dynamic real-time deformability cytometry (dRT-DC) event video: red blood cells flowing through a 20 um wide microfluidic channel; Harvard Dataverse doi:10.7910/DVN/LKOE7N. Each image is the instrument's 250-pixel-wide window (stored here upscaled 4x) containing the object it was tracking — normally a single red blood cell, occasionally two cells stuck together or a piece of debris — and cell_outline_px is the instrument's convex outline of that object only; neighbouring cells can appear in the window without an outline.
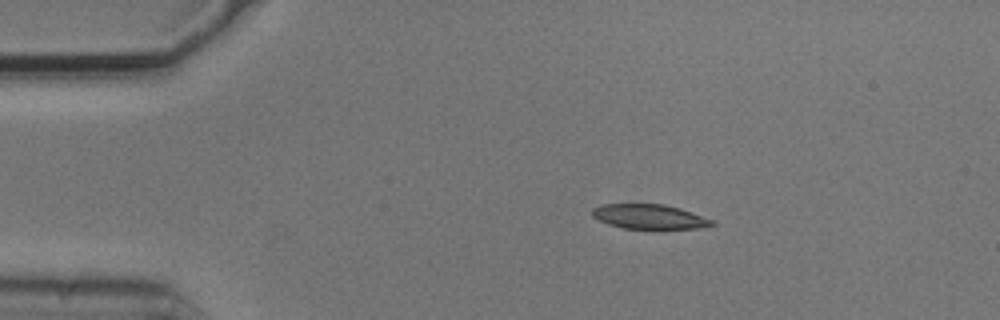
{"species": "common noctule bat (a hibernating species)", "species_latin": "Nyctalus noctula", "temperature_condition": "cold", "stored_images_in_passage": 7, "camera_frame_rate_fps": 3000, "um_per_image_px": 0.085, "animal": {"sex": "male", "body_mass_g": 20.5, "forearm_length_mm": 52.5}, "frame": {"image": 1, "passage_image": 1, "time_ms": 0.0, "image_size_px": [1000, 320], "cell_outline_px": [[716, 224], [708, 228], [624, 228], [608, 224], [592, 216], [592, 208], [600, 204], [664, 204], [680, 208], [712, 220]], "centroid_in_image_um": [55.19, 18.41], "position_along_channel_um": 29.8, "area_um2": 17.05}}
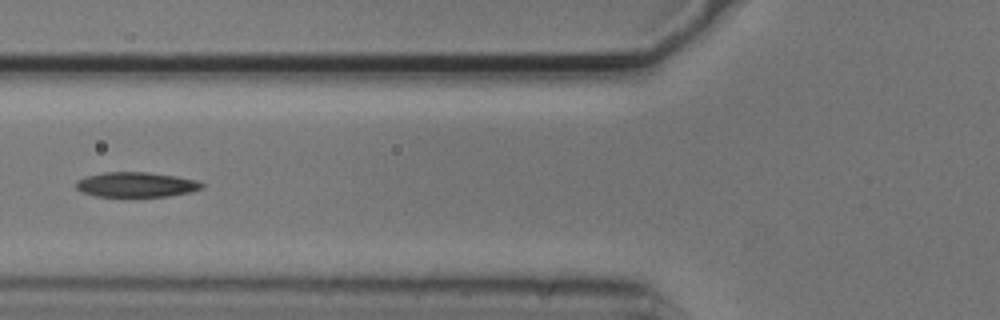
{"frame": {"image": 2, "passage_image": 4, "time_ms": 1.0, "image_size_px": [1000, 320], "cell_outline_px": [[204, 188], [192, 192], [168, 196], [132, 200], [96, 196], [80, 192], [76, 188], [76, 180], [88, 176], [104, 172], [148, 172], [176, 176], [196, 180], [204, 184]], "centroid_in_image_um": [11.57, 15.75], "position_along_channel_um": 114.2, "area_um2": 19.36}}
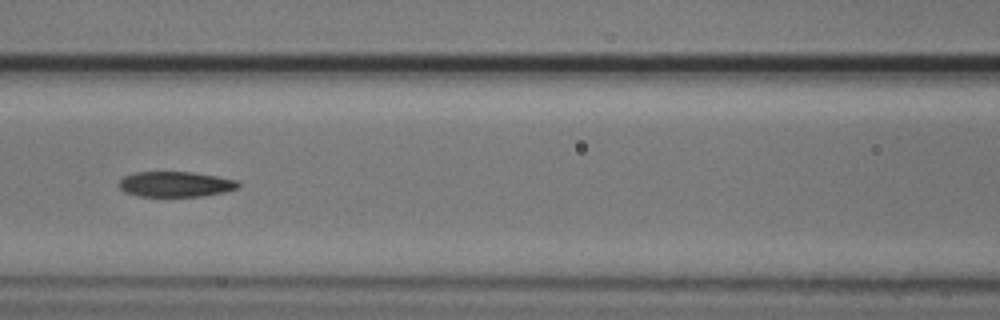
{"frame": {"image": 3, "passage_image": 5, "time_ms": 1.333, "image_size_px": [1000, 320], "cell_outline_px": [[240, 184], [236, 188], [224, 192], [200, 196], [140, 196], [124, 192], [120, 188], [120, 180], [124, 176], [136, 172], [192, 172], [216, 176], [236, 180]], "centroid_in_image_um": [14.9, 15.65], "position_along_channel_um": 151.7, "area_um2": 17.4}}